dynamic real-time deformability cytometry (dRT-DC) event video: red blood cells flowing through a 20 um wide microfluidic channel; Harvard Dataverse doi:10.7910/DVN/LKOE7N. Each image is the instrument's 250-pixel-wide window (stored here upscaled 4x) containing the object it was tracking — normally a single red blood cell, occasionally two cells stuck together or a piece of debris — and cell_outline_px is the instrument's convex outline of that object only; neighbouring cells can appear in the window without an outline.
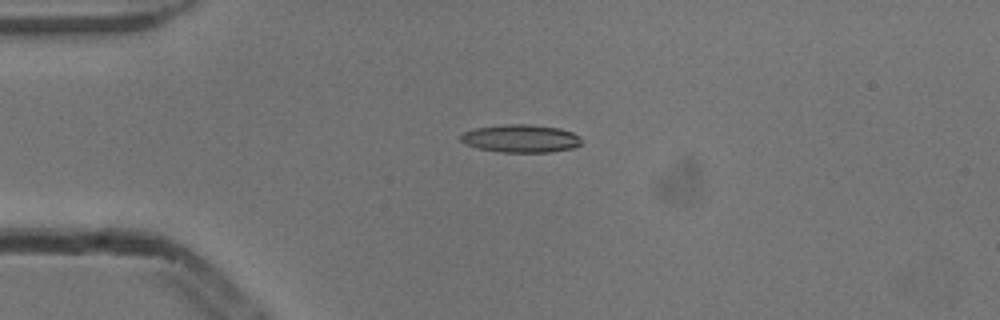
{"species": "common noctule bat (a hibernating species)", "species_latin": "Nyctalus noctula", "temperature_condition": "cold", "stored_images_in_passage": 5, "camera_frame_rate_fps": 3000, "um_per_image_px": 0.085, "animal": {"sex": "male", "body_mass_g": 13.3}, "frame": {"image": 1, "passage_image": 1, "time_ms": 0.0, "image_size_px": [1000, 320], "cell_outline_px": [[584, 140], [576, 148], [548, 152], [500, 152], [476, 148], [464, 144], [460, 140], [460, 136], [464, 132], [476, 128], [504, 124], [528, 124], [560, 128], [572, 132], [580, 136]], "centroid_in_image_um": [44.29, 11.78], "position_along_channel_um": 40.7, "area_um2": 19.88}}
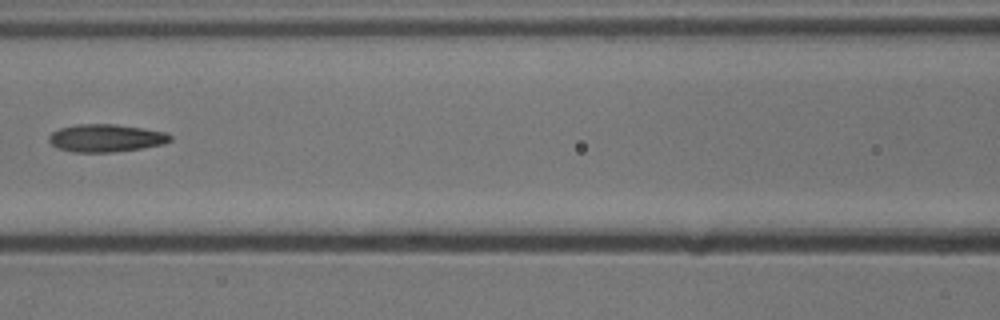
{"frame": {"image": 2, "passage_image": 4, "time_ms": 1.0, "image_size_px": [1000, 320], "cell_outline_px": [[172, 140], [164, 144], [140, 148], [112, 152], [72, 152], [56, 148], [48, 140], [48, 136], [52, 132], [60, 128], [76, 124], [116, 124], [164, 132], [172, 136]], "centroid_in_image_um": [8.96, 11.74], "position_along_channel_um": 157.6, "area_um2": 19.54}}
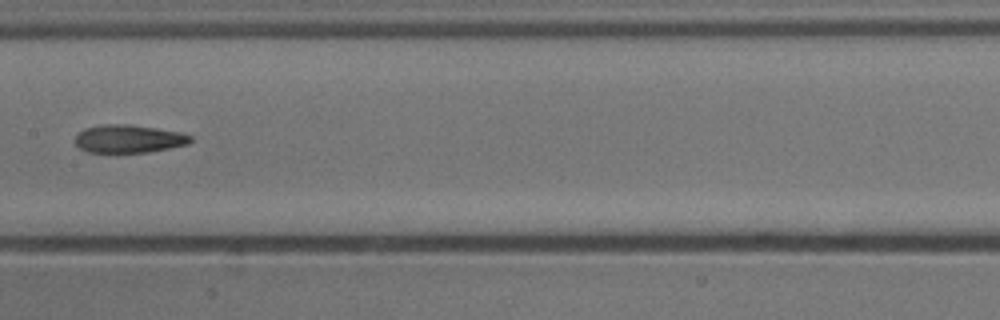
{"frame": {"image": 3, "passage_image": 5, "time_ms": 1.333, "image_size_px": [1000, 320], "cell_outline_px": [[192, 140], [188, 144], [148, 152], [88, 152], [80, 148], [76, 144], [76, 136], [84, 128], [104, 124], [128, 124], [156, 128], [180, 132], [192, 136]], "centroid_in_image_um": [10.95, 11.79], "position_along_channel_um": 196.5, "area_um2": 18.67}}